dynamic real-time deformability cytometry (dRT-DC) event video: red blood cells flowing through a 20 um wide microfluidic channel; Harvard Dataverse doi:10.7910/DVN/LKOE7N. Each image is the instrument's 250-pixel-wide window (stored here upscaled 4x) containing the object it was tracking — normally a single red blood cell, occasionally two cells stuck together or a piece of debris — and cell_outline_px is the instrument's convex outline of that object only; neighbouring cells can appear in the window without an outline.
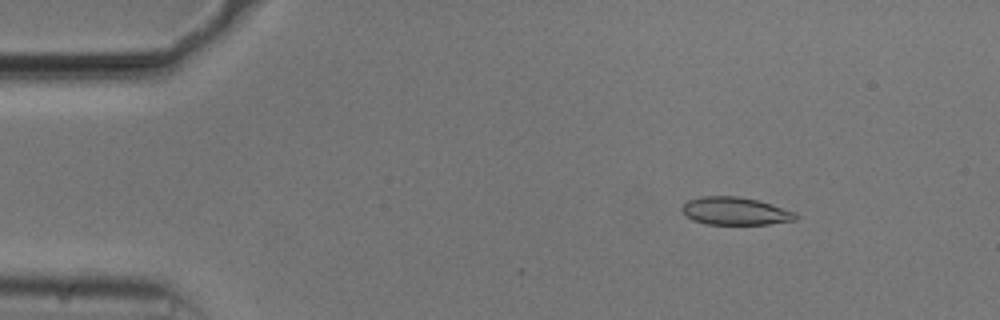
{"species": "common noctule bat (a hibernating species)", "species_latin": "Nyctalus noctula", "temperature_condition": "cold", "stored_images_in_passage": 53, "camera_frame_rate_fps": 3000, "um_per_image_px": 0.085, "animal": {"sex": "male", "body_mass_g": 20.5, "forearm_length_mm": 52.5}, "frame": {"image": 1, "passage_image": 7, "time_ms": 2.0, "image_size_px": [1000, 320], "cell_outline_px": [[800, 216], [796, 220], [768, 224], [708, 224], [692, 220], [684, 216], [680, 208], [688, 200], [704, 196], [736, 196], [756, 200], [796, 212]], "centroid_in_image_um": [62.47, 17.95], "position_along_channel_um": 22.5, "area_um2": 18.38}}
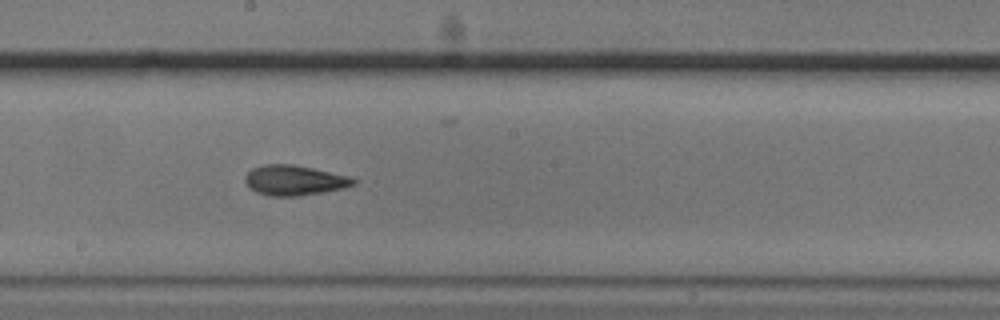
{"frame": {"image": 2, "passage_image": 29, "time_ms": 9.333, "image_size_px": [1000, 320], "cell_outline_px": [[356, 184], [344, 188], [300, 196], [268, 196], [256, 192], [248, 188], [244, 180], [244, 176], [252, 168], [264, 164], [292, 164], [312, 168], [348, 176], [356, 180]], "centroid_in_image_um": [24.97, 15.33], "position_along_channel_um": 223.2, "area_um2": 19.07}}
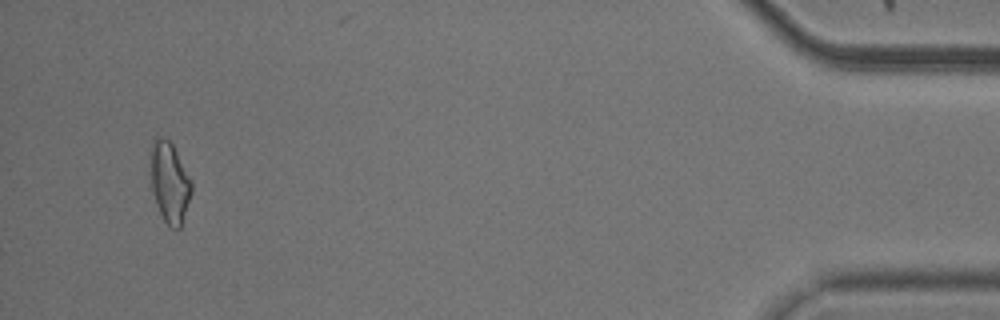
{"frame": {"image": 3, "passage_image": 51, "time_ms": 16.667, "image_size_px": [1000, 320], "cell_outline_px": [[192, 192], [180, 228], [172, 228], [164, 220], [156, 204], [152, 192], [152, 140], [156, 136], [164, 136], [172, 144], [192, 180]], "centroid_in_image_um": [14.44, 15.49], "position_along_channel_um": 420.8, "area_um2": 18.96}, "authors_computed_cell_mechanics": {"area_um2": 18.6694, "velocity_mm_per_s": 3.7453, "shape_relaxation_time_tau1_ms": 2.8963, "shape_relaxation_time_tau2_ms": 4.098, "deformation_change_tau1": 0.126, "deformation_change_tau2": 0.1234}}